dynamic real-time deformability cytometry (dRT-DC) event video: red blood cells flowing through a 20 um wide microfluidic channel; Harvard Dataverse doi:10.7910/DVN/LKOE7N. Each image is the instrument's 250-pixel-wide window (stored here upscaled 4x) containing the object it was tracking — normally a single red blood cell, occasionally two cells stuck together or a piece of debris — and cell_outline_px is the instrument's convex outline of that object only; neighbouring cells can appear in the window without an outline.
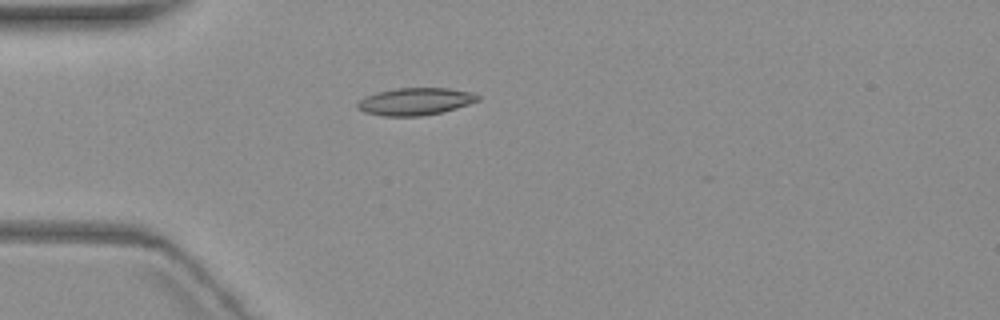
{"species": "common noctule bat (a hibernating species)", "species_latin": "Nyctalus noctula", "temperature_condition": "warm", "stored_images_in_passage": 6, "camera_frame_rate_fps": 3000, "um_per_image_px": 0.085, "animal": {"sex": "female", "body_mass_g": 19.3, "forearm_length_mm": 54.1}, "frame": {"image": 1, "passage_image": 6, "time_ms": 7.0, "image_size_px": [1000, 320], "cell_outline_px": [[480, 100], [444, 112], [420, 116], [384, 116], [364, 112], [356, 108], [356, 104], [364, 96], [376, 92], [396, 88], [448, 88], [468, 92], [480, 96]], "centroid_in_image_um": [35.26, 8.63], "position_along_channel_um": 49.7, "area_um2": 19.19}}